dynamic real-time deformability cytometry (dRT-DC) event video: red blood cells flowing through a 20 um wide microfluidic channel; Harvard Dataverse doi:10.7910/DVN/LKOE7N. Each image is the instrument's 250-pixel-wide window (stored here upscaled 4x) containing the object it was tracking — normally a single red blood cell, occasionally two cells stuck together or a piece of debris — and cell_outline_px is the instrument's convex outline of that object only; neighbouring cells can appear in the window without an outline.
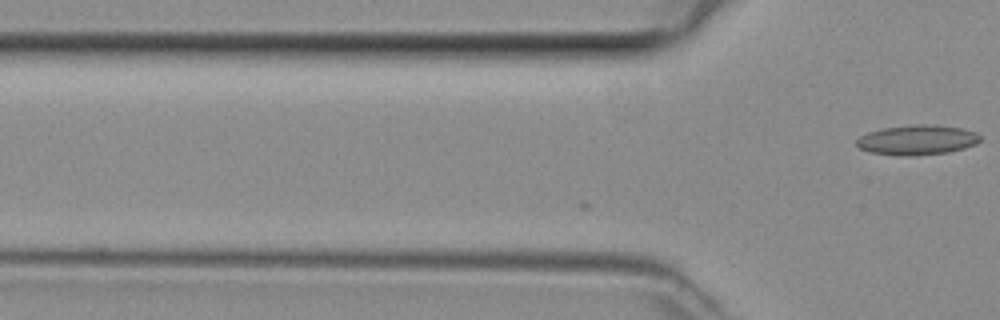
{"species": "common noctule bat (a hibernating species)", "species_latin": "Nyctalus noctula", "temperature_condition": "room temperature", "stored_images_in_passage": 5, "camera_frame_rate_fps": 3000, "um_per_image_px": 0.085, "animal": {"sex": "female", "body_mass_g": 29.2, "forearm_length_mm": 56.3}, "frame": {"image": 1, "passage_image": 5, "time_ms": 1.333, "image_size_px": [1000, 320], "cell_outline_px": [[984, 136], [976, 144], [964, 148], [948, 152], [912, 156], [904, 156], [868, 152], [860, 148], [856, 144], [856, 140], [860, 136], [868, 132], [884, 128], [916, 124], [928, 124], [964, 128], [976, 132]], "centroid_in_image_um": [77.99, 11.89], "position_along_channel_um": 47.8, "area_um2": 21.68}}